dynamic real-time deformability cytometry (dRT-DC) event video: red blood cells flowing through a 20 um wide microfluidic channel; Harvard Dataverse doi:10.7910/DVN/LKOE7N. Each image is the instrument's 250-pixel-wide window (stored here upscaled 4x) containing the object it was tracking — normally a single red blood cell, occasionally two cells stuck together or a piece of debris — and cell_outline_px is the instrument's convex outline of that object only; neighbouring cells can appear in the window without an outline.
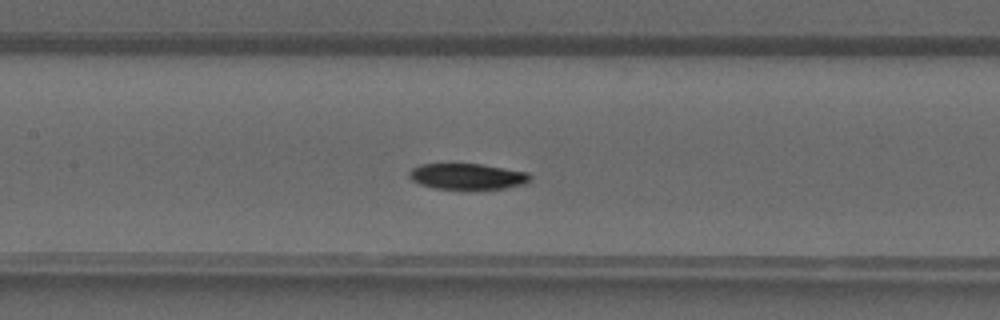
{"species": "common noctule bat (a hibernating species)", "species_latin": "Nyctalus noctula", "temperature_condition": "warm", "stored_images_in_passage": 31, "camera_frame_rate_fps": 3000, "um_per_image_px": 0.085, "animal": {"sex": "male", "forearm_length_mm": 52.5}, "frame": {"image": 1, "passage_image": 9, "time_ms": 2.667, "image_size_px": [1000, 320], "cell_outline_px": [[532, 180], [524, 184], [504, 188], [476, 192], [436, 188], [420, 184], [412, 180], [408, 176], [408, 172], [412, 168], [420, 164], [480, 164], [528, 172], [532, 176]], "centroid_in_image_um": [39.75, 15.04], "position_along_channel_um": 167.6, "area_um2": 19.02}}
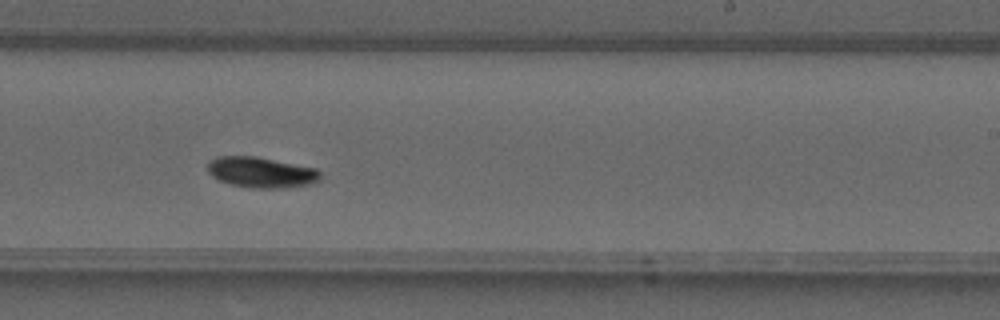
{"frame": {"image": 2, "passage_image": 15, "time_ms": 4.667, "image_size_px": [1000, 320], "cell_outline_px": [[320, 180], [312, 184], [284, 188], [252, 188], [232, 184], [220, 180], [212, 176], [208, 172], [208, 160], [220, 156], [256, 156], [316, 168], [320, 172]], "centroid_in_image_um": [22.22, 14.65], "position_along_channel_um": 266.8, "area_um2": 20.17}}
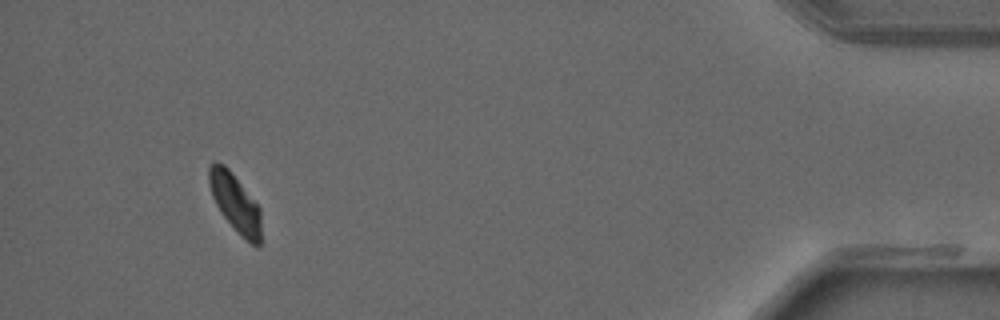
{"frame": {"image": 3, "passage_image": 28, "time_ms": 9.0, "image_size_px": [1000, 320], "cell_outline_px": [[260, 244], [252, 244], [240, 236], [220, 212], [212, 196], [208, 184], [208, 168], [216, 160], [224, 164], [228, 168], [260, 208]], "centroid_in_image_um": [19.95, 17.22], "position_along_channel_um": 415.2, "area_um2": 17.46}}